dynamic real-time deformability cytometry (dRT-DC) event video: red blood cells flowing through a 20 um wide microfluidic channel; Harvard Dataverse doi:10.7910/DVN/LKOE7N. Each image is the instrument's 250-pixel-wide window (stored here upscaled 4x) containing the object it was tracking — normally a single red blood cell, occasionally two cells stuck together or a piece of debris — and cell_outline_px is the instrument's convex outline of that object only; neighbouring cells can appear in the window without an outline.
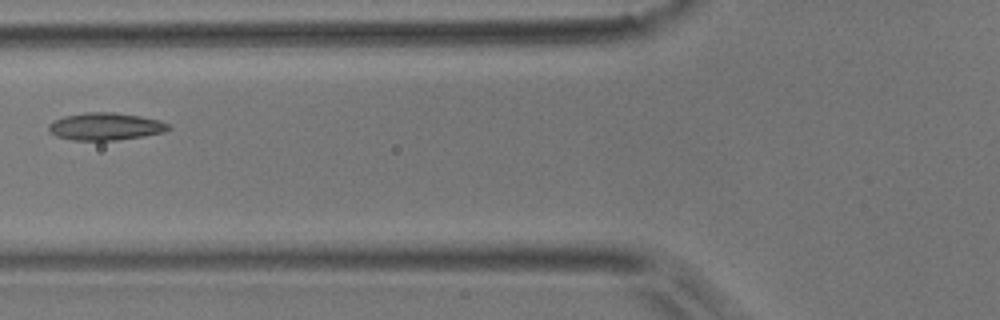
{"species": "common noctule bat (a hibernating species)", "species_latin": "Nyctalus noctula", "temperature_condition": "room temperature", "stored_images_in_passage": 9, "camera_frame_rate_fps": 3000, "um_per_image_px": 0.085, "animal": {"sex": "male", "body_mass_g": 17.9}, "frame": {"image": 1, "passage_image": 4, "time_ms": 3.667, "image_size_px": [1000, 320], "cell_outline_px": [[172, 128], [164, 132], [144, 136], [116, 140], [72, 140], [56, 136], [48, 132], [48, 124], [64, 116], [84, 112], [112, 112], [140, 116], [160, 120], [168, 124]], "centroid_in_image_um": [8.96, 10.75], "position_along_channel_um": 116.8, "area_um2": 19.19}}
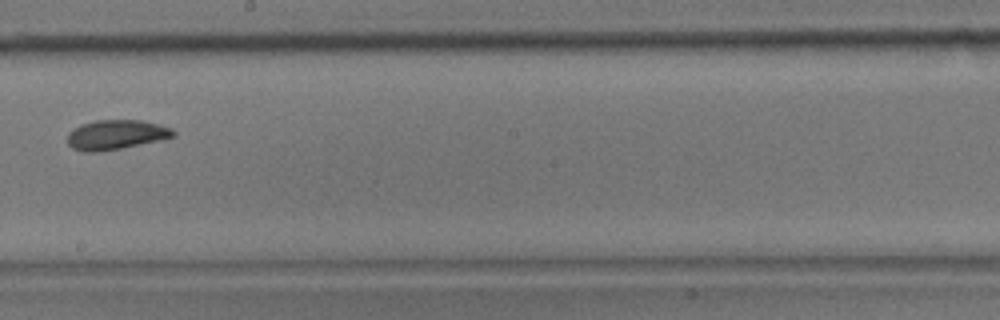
{"frame": {"image": 2, "passage_image": 7, "time_ms": 7.0, "image_size_px": [1000, 320], "cell_outline_px": [[176, 136], [160, 140], [100, 152], [84, 152], [72, 148], [68, 144], [68, 132], [72, 128], [80, 124], [96, 120], [140, 120], [160, 124], [172, 128], [176, 132]], "centroid_in_image_um": [9.85, 11.44], "position_along_channel_um": 238.3, "area_um2": 18.44}}
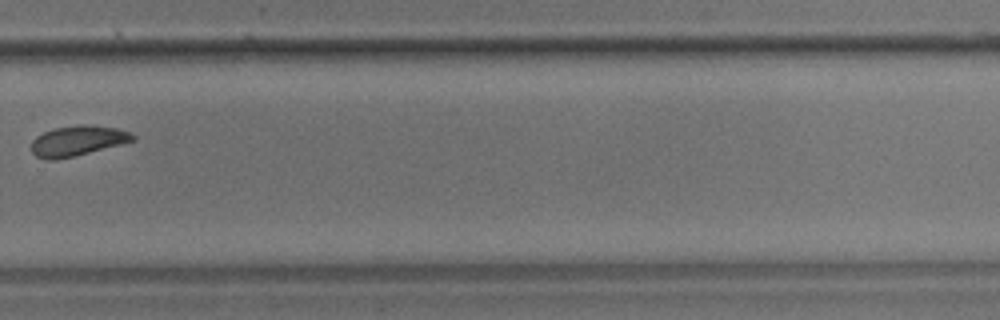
{"frame": {"image": 3, "passage_image": 9, "time_ms": 9.333, "image_size_px": [1000, 320], "cell_outline_px": [[136, 140], [56, 160], [44, 160], [36, 156], [32, 152], [32, 140], [36, 136], [44, 132], [56, 128], [80, 124], [88, 124], [116, 128], [132, 132], [136, 136]], "centroid_in_image_um": [6.6, 11.96], "position_along_channel_um": 323.2, "area_um2": 17.74}}